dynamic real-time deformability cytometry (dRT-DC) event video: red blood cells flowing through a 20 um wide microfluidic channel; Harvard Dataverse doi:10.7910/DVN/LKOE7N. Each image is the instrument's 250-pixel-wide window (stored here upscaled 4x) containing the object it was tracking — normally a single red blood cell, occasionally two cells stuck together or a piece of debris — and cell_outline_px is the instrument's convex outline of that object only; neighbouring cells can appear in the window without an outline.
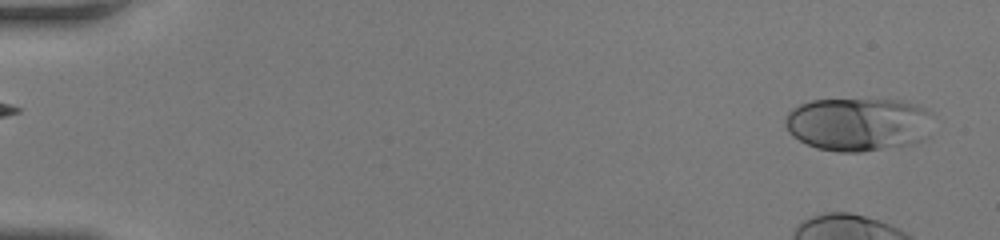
{"species": "human", "species_latin": "Homo sapiens", "temperature_condition": "room temperature", "stored_images_in_passage": 29, "camera_frame_rate_fps": 3000, "um_per_image_px": 0.085, "donor": {"sex": "female"}, "frame": {"image": 1, "passage_image": 2, "time_ms": 0.333, "image_size_px": [1000, 240], "cell_outline_px": [[928, 136], [924, 140], [908, 144], [860, 152], [836, 152], [816, 148], [792, 136], [788, 132], [784, 124], [784, 120], [788, 112], [792, 108], [800, 104], [812, 100], [900, 100], [916, 104], [924, 108], [928, 112]], "centroid_in_image_um": [72.88, 10.56], "position_along_channel_um": 12.1, "area_um2": 45.78}}